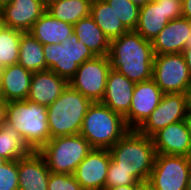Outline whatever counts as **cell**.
<instances>
[{
  "label": "cell",
  "instance_id": "6da1fadb",
  "mask_svg": "<svg viewBox=\"0 0 191 190\" xmlns=\"http://www.w3.org/2000/svg\"><path fill=\"white\" fill-rule=\"evenodd\" d=\"M108 58L111 67L135 83L152 79L154 51L150 41L129 30L110 41Z\"/></svg>",
  "mask_w": 191,
  "mask_h": 190
},
{
  "label": "cell",
  "instance_id": "7a4b0ae2",
  "mask_svg": "<svg viewBox=\"0 0 191 190\" xmlns=\"http://www.w3.org/2000/svg\"><path fill=\"white\" fill-rule=\"evenodd\" d=\"M109 152L115 168L130 172L139 182L148 181L157 155L152 138L129 130Z\"/></svg>",
  "mask_w": 191,
  "mask_h": 190
},
{
  "label": "cell",
  "instance_id": "3957f363",
  "mask_svg": "<svg viewBox=\"0 0 191 190\" xmlns=\"http://www.w3.org/2000/svg\"><path fill=\"white\" fill-rule=\"evenodd\" d=\"M47 106L30 100L7 102L6 123L19 132L32 151H39L50 139Z\"/></svg>",
  "mask_w": 191,
  "mask_h": 190
},
{
  "label": "cell",
  "instance_id": "277c9868",
  "mask_svg": "<svg viewBox=\"0 0 191 190\" xmlns=\"http://www.w3.org/2000/svg\"><path fill=\"white\" fill-rule=\"evenodd\" d=\"M92 103L68 84L59 98L47 107L51 139L79 134L83 119Z\"/></svg>",
  "mask_w": 191,
  "mask_h": 190
},
{
  "label": "cell",
  "instance_id": "5b68a950",
  "mask_svg": "<svg viewBox=\"0 0 191 190\" xmlns=\"http://www.w3.org/2000/svg\"><path fill=\"white\" fill-rule=\"evenodd\" d=\"M130 129L120 114L100 102L92 103L83 119L80 133L93 149H110Z\"/></svg>",
  "mask_w": 191,
  "mask_h": 190
},
{
  "label": "cell",
  "instance_id": "8992f818",
  "mask_svg": "<svg viewBox=\"0 0 191 190\" xmlns=\"http://www.w3.org/2000/svg\"><path fill=\"white\" fill-rule=\"evenodd\" d=\"M92 149L90 143L77 134L52 138L38 152L44 157L50 172L74 174Z\"/></svg>",
  "mask_w": 191,
  "mask_h": 190
},
{
  "label": "cell",
  "instance_id": "52a82bcc",
  "mask_svg": "<svg viewBox=\"0 0 191 190\" xmlns=\"http://www.w3.org/2000/svg\"><path fill=\"white\" fill-rule=\"evenodd\" d=\"M43 52L48 70L65 78L68 82L81 64L96 57L78 40L74 32L62 44H44Z\"/></svg>",
  "mask_w": 191,
  "mask_h": 190
},
{
  "label": "cell",
  "instance_id": "ba28073f",
  "mask_svg": "<svg viewBox=\"0 0 191 190\" xmlns=\"http://www.w3.org/2000/svg\"><path fill=\"white\" fill-rule=\"evenodd\" d=\"M152 79L164 94L185 93L191 85V76L183 54L155 55Z\"/></svg>",
  "mask_w": 191,
  "mask_h": 190
},
{
  "label": "cell",
  "instance_id": "9c48e42d",
  "mask_svg": "<svg viewBox=\"0 0 191 190\" xmlns=\"http://www.w3.org/2000/svg\"><path fill=\"white\" fill-rule=\"evenodd\" d=\"M191 157L157 154L148 183L154 190H186Z\"/></svg>",
  "mask_w": 191,
  "mask_h": 190
},
{
  "label": "cell",
  "instance_id": "30bf717a",
  "mask_svg": "<svg viewBox=\"0 0 191 190\" xmlns=\"http://www.w3.org/2000/svg\"><path fill=\"white\" fill-rule=\"evenodd\" d=\"M111 68L108 56H96L81 64L68 84L93 103L101 102Z\"/></svg>",
  "mask_w": 191,
  "mask_h": 190
},
{
  "label": "cell",
  "instance_id": "8fae6325",
  "mask_svg": "<svg viewBox=\"0 0 191 190\" xmlns=\"http://www.w3.org/2000/svg\"><path fill=\"white\" fill-rule=\"evenodd\" d=\"M186 116L185 94L166 93L163 94L158 107L150 114L148 119L137 131L142 135L152 138L161 129L172 123L184 120Z\"/></svg>",
  "mask_w": 191,
  "mask_h": 190
},
{
  "label": "cell",
  "instance_id": "7c38bea8",
  "mask_svg": "<svg viewBox=\"0 0 191 190\" xmlns=\"http://www.w3.org/2000/svg\"><path fill=\"white\" fill-rule=\"evenodd\" d=\"M163 94L153 79L135 84L129 113L124 117L130 130H137L148 119Z\"/></svg>",
  "mask_w": 191,
  "mask_h": 190
},
{
  "label": "cell",
  "instance_id": "4fadbf2b",
  "mask_svg": "<svg viewBox=\"0 0 191 190\" xmlns=\"http://www.w3.org/2000/svg\"><path fill=\"white\" fill-rule=\"evenodd\" d=\"M111 155L108 149H92L74 172L84 190H105Z\"/></svg>",
  "mask_w": 191,
  "mask_h": 190
},
{
  "label": "cell",
  "instance_id": "5bb4252c",
  "mask_svg": "<svg viewBox=\"0 0 191 190\" xmlns=\"http://www.w3.org/2000/svg\"><path fill=\"white\" fill-rule=\"evenodd\" d=\"M45 11L42 0H12L1 8V25L29 32Z\"/></svg>",
  "mask_w": 191,
  "mask_h": 190
},
{
  "label": "cell",
  "instance_id": "9a60e30c",
  "mask_svg": "<svg viewBox=\"0 0 191 190\" xmlns=\"http://www.w3.org/2000/svg\"><path fill=\"white\" fill-rule=\"evenodd\" d=\"M151 44L155 55L182 53L191 46V20L181 17L169 21Z\"/></svg>",
  "mask_w": 191,
  "mask_h": 190
},
{
  "label": "cell",
  "instance_id": "2e32d148",
  "mask_svg": "<svg viewBox=\"0 0 191 190\" xmlns=\"http://www.w3.org/2000/svg\"><path fill=\"white\" fill-rule=\"evenodd\" d=\"M152 139L157 154L191 157V137L185 120L166 126Z\"/></svg>",
  "mask_w": 191,
  "mask_h": 190
},
{
  "label": "cell",
  "instance_id": "e0dca14e",
  "mask_svg": "<svg viewBox=\"0 0 191 190\" xmlns=\"http://www.w3.org/2000/svg\"><path fill=\"white\" fill-rule=\"evenodd\" d=\"M135 84L122 73L111 68L107 76L105 93L100 103L125 117L129 113Z\"/></svg>",
  "mask_w": 191,
  "mask_h": 190
},
{
  "label": "cell",
  "instance_id": "ac0fdd59",
  "mask_svg": "<svg viewBox=\"0 0 191 190\" xmlns=\"http://www.w3.org/2000/svg\"><path fill=\"white\" fill-rule=\"evenodd\" d=\"M50 170L38 151L18 159L19 190H47Z\"/></svg>",
  "mask_w": 191,
  "mask_h": 190
},
{
  "label": "cell",
  "instance_id": "d6986e66",
  "mask_svg": "<svg viewBox=\"0 0 191 190\" xmlns=\"http://www.w3.org/2000/svg\"><path fill=\"white\" fill-rule=\"evenodd\" d=\"M67 85L65 78L51 70L35 72L32 74L27 100L48 107L59 98Z\"/></svg>",
  "mask_w": 191,
  "mask_h": 190
},
{
  "label": "cell",
  "instance_id": "ffe728a7",
  "mask_svg": "<svg viewBox=\"0 0 191 190\" xmlns=\"http://www.w3.org/2000/svg\"><path fill=\"white\" fill-rule=\"evenodd\" d=\"M32 74L18 63L3 67L0 96L6 102L26 100Z\"/></svg>",
  "mask_w": 191,
  "mask_h": 190
},
{
  "label": "cell",
  "instance_id": "44dd1931",
  "mask_svg": "<svg viewBox=\"0 0 191 190\" xmlns=\"http://www.w3.org/2000/svg\"><path fill=\"white\" fill-rule=\"evenodd\" d=\"M73 32V25L54 18L48 11L41 15L29 31L43 45L62 44Z\"/></svg>",
  "mask_w": 191,
  "mask_h": 190
},
{
  "label": "cell",
  "instance_id": "7402d4cb",
  "mask_svg": "<svg viewBox=\"0 0 191 190\" xmlns=\"http://www.w3.org/2000/svg\"><path fill=\"white\" fill-rule=\"evenodd\" d=\"M168 22L164 10V0L147 2L140 7L139 20L135 31L144 39L152 42Z\"/></svg>",
  "mask_w": 191,
  "mask_h": 190
},
{
  "label": "cell",
  "instance_id": "603a6c76",
  "mask_svg": "<svg viewBox=\"0 0 191 190\" xmlns=\"http://www.w3.org/2000/svg\"><path fill=\"white\" fill-rule=\"evenodd\" d=\"M74 33L80 42L86 45L95 56H107L110 40L95 23L91 16L80 19L73 25Z\"/></svg>",
  "mask_w": 191,
  "mask_h": 190
},
{
  "label": "cell",
  "instance_id": "cb8c5ba5",
  "mask_svg": "<svg viewBox=\"0 0 191 190\" xmlns=\"http://www.w3.org/2000/svg\"><path fill=\"white\" fill-rule=\"evenodd\" d=\"M90 16L110 41L129 31L105 0L92 1Z\"/></svg>",
  "mask_w": 191,
  "mask_h": 190
},
{
  "label": "cell",
  "instance_id": "d4e9b609",
  "mask_svg": "<svg viewBox=\"0 0 191 190\" xmlns=\"http://www.w3.org/2000/svg\"><path fill=\"white\" fill-rule=\"evenodd\" d=\"M18 64L32 73L48 70L44 58L43 44L29 32H22Z\"/></svg>",
  "mask_w": 191,
  "mask_h": 190
},
{
  "label": "cell",
  "instance_id": "484cf974",
  "mask_svg": "<svg viewBox=\"0 0 191 190\" xmlns=\"http://www.w3.org/2000/svg\"><path fill=\"white\" fill-rule=\"evenodd\" d=\"M91 3V0H54L46 5V11L54 18L74 25L90 16Z\"/></svg>",
  "mask_w": 191,
  "mask_h": 190
},
{
  "label": "cell",
  "instance_id": "4316f807",
  "mask_svg": "<svg viewBox=\"0 0 191 190\" xmlns=\"http://www.w3.org/2000/svg\"><path fill=\"white\" fill-rule=\"evenodd\" d=\"M30 152L32 150L25 144L19 132L5 122L0 127V157L6 161L18 160Z\"/></svg>",
  "mask_w": 191,
  "mask_h": 190
},
{
  "label": "cell",
  "instance_id": "83f0119b",
  "mask_svg": "<svg viewBox=\"0 0 191 190\" xmlns=\"http://www.w3.org/2000/svg\"><path fill=\"white\" fill-rule=\"evenodd\" d=\"M22 31L0 25V66L18 63Z\"/></svg>",
  "mask_w": 191,
  "mask_h": 190
},
{
  "label": "cell",
  "instance_id": "f1b7e54d",
  "mask_svg": "<svg viewBox=\"0 0 191 190\" xmlns=\"http://www.w3.org/2000/svg\"><path fill=\"white\" fill-rule=\"evenodd\" d=\"M128 30H135L139 20L140 7L131 0H105Z\"/></svg>",
  "mask_w": 191,
  "mask_h": 190
},
{
  "label": "cell",
  "instance_id": "f546056e",
  "mask_svg": "<svg viewBox=\"0 0 191 190\" xmlns=\"http://www.w3.org/2000/svg\"><path fill=\"white\" fill-rule=\"evenodd\" d=\"M139 182L130 172L115 168V161L111 158L105 182V189L117 186L134 185Z\"/></svg>",
  "mask_w": 191,
  "mask_h": 190
},
{
  "label": "cell",
  "instance_id": "4dcf8cb0",
  "mask_svg": "<svg viewBox=\"0 0 191 190\" xmlns=\"http://www.w3.org/2000/svg\"><path fill=\"white\" fill-rule=\"evenodd\" d=\"M0 190H19L18 160L5 161L0 166Z\"/></svg>",
  "mask_w": 191,
  "mask_h": 190
},
{
  "label": "cell",
  "instance_id": "1f68e13d",
  "mask_svg": "<svg viewBox=\"0 0 191 190\" xmlns=\"http://www.w3.org/2000/svg\"><path fill=\"white\" fill-rule=\"evenodd\" d=\"M47 190H84L74 174L50 173Z\"/></svg>",
  "mask_w": 191,
  "mask_h": 190
},
{
  "label": "cell",
  "instance_id": "d6a6232c",
  "mask_svg": "<svg viewBox=\"0 0 191 190\" xmlns=\"http://www.w3.org/2000/svg\"><path fill=\"white\" fill-rule=\"evenodd\" d=\"M165 15L169 21L182 17V0H164Z\"/></svg>",
  "mask_w": 191,
  "mask_h": 190
},
{
  "label": "cell",
  "instance_id": "836d02e7",
  "mask_svg": "<svg viewBox=\"0 0 191 190\" xmlns=\"http://www.w3.org/2000/svg\"><path fill=\"white\" fill-rule=\"evenodd\" d=\"M182 17L191 20V0H182Z\"/></svg>",
  "mask_w": 191,
  "mask_h": 190
},
{
  "label": "cell",
  "instance_id": "e575fe53",
  "mask_svg": "<svg viewBox=\"0 0 191 190\" xmlns=\"http://www.w3.org/2000/svg\"><path fill=\"white\" fill-rule=\"evenodd\" d=\"M7 102L0 96V127L6 122Z\"/></svg>",
  "mask_w": 191,
  "mask_h": 190
},
{
  "label": "cell",
  "instance_id": "d590c367",
  "mask_svg": "<svg viewBox=\"0 0 191 190\" xmlns=\"http://www.w3.org/2000/svg\"><path fill=\"white\" fill-rule=\"evenodd\" d=\"M182 54L184 56L185 62L187 63V67L191 76V46H186Z\"/></svg>",
  "mask_w": 191,
  "mask_h": 190
},
{
  "label": "cell",
  "instance_id": "8d00e7d4",
  "mask_svg": "<svg viewBox=\"0 0 191 190\" xmlns=\"http://www.w3.org/2000/svg\"><path fill=\"white\" fill-rule=\"evenodd\" d=\"M141 183H142V182H137V183L134 184V185L111 187V188H106L105 190H136V188H137Z\"/></svg>",
  "mask_w": 191,
  "mask_h": 190
},
{
  "label": "cell",
  "instance_id": "74e56055",
  "mask_svg": "<svg viewBox=\"0 0 191 190\" xmlns=\"http://www.w3.org/2000/svg\"><path fill=\"white\" fill-rule=\"evenodd\" d=\"M187 113H191V85L185 90Z\"/></svg>",
  "mask_w": 191,
  "mask_h": 190
},
{
  "label": "cell",
  "instance_id": "f35d334b",
  "mask_svg": "<svg viewBox=\"0 0 191 190\" xmlns=\"http://www.w3.org/2000/svg\"><path fill=\"white\" fill-rule=\"evenodd\" d=\"M136 190H154V188L146 181L142 182Z\"/></svg>",
  "mask_w": 191,
  "mask_h": 190
},
{
  "label": "cell",
  "instance_id": "ab89813d",
  "mask_svg": "<svg viewBox=\"0 0 191 190\" xmlns=\"http://www.w3.org/2000/svg\"><path fill=\"white\" fill-rule=\"evenodd\" d=\"M188 128V132L190 134L191 137V113H187L186 118L184 119Z\"/></svg>",
  "mask_w": 191,
  "mask_h": 190
},
{
  "label": "cell",
  "instance_id": "60d3db41",
  "mask_svg": "<svg viewBox=\"0 0 191 190\" xmlns=\"http://www.w3.org/2000/svg\"><path fill=\"white\" fill-rule=\"evenodd\" d=\"M131 1L139 7L144 6L148 2V0H131Z\"/></svg>",
  "mask_w": 191,
  "mask_h": 190
},
{
  "label": "cell",
  "instance_id": "b9f144b4",
  "mask_svg": "<svg viewBox=\"0 0 191 190\" xmlns=\"http://www.w3.org/2000/svg\"><path fill=\"white\" fill-rule=\"evenodd\" d=\"M186 190H191V167H190L189 173H188L187 188H186Z\"/></svg>",
  "mask_w": 191,
  "mask_h": 190
},
{
  "label": "cell",
  "instance_id": "7bdbcfd3",
  "mask_svg": "<svg viewBox=\"0 0 191 190\" xmlns=\"http://www.w3.org/2000/svg\"><path fill=\"white\" fill-rule=\"evenodd\" d=\"M12 0H0V8H2L5 4L10 3Z\"/></svg>",
  "mask_w": 191,
  "mask_h": 190
},
{
  "label": "cell",
  "instance_id": "ee69618b",
  "mask_svg": "<svg viewBox=\"0 0 191 190\" xmlns=\"http://www.w3.org/2000/svg\"><path fill=\"white\" fill-rule=\"evenodd\" d=\"M2 71H3V67L0 66V88H1V81H2Z\"/></svg>",
  "mask_w": 191,
  "mask_h": 190
},
{
  "label": "cell",
  "instance_id": "f6af8a7d",
  "mask_svg": "<svg viewBox=\"0 0 191 190\" xmlns=\"http://www.w3.org/2000/svg\"><path fill=\"white\" fill-rule=\"evenodd\" d=\"M43 1V3L45 4V5H48L50 2H52V1H54V0H42Z\"/></svg>",
  "mask_w": 191,
  "mask_h": 190
},
{
  "label": "cell",
  "instance_id": "bcb514c9",
  "mask_svg": "<svg viewBox=\"0 0 191 190\" xmlns=\"http://www.w3.org/2000/svg\"><path fill=\"white\" fill-rule=\"evenodd\" d=\"M6 160L0 157V166L5 162Z\"/></svg>",
  "mask_w": 191,
  "mask_h": 190
},
{
  "label": "cell",
  "instance_id": "7dc6e473",
  "mask_svg": "<svg viewBox=\"0 0 191 190\" xmlns=\"http://www.w3.org/2000/svg\"><path fill=\"white\" fill-rule=\"evenodd\" d=\"M161 0H148V2H159Z\"/></svg>",
  "mask_w": 191,
  "mask_h": 190
}]
</instances>
